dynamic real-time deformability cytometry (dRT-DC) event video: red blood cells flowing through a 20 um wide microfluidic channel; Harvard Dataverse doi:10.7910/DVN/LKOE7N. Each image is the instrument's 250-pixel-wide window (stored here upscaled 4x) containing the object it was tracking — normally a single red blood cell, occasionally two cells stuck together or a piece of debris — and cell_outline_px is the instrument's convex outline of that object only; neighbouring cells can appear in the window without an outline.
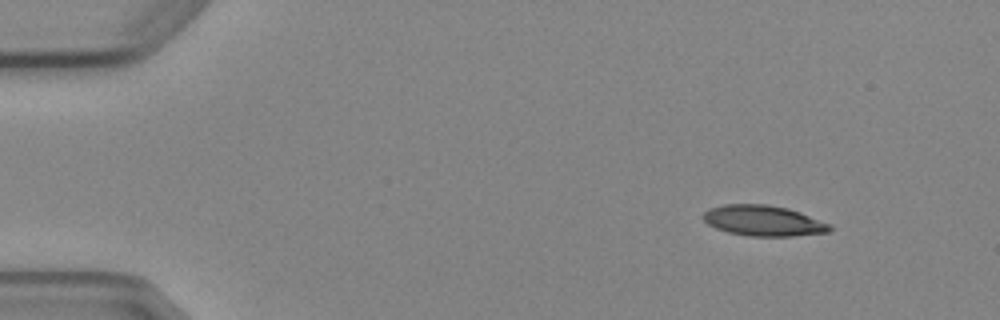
{"species": "Egyptian fruit bat (a non-hibernating species)", "species_latin": "Rousettus aegyptiacus", "temperature_condition": "cold", "stored_images_in_passage": 6, "camera_frame_rate_fps": 3000, "um_per_image_px": 0.085, "animal": {"sex": "female"}, "frame": {"image": 1, "passage_image": 1, "time_ms": 0.0, "image_size_px": [1000, 320], "cell_outline_px": [[832, 228], [828, 232], [792, 236], [748, 236], [728, 232], [716, 228], [708, 224], [704, 220], [704, 212], [708, 208], [724, 204], [768, 204], [788, 208], [800, 212], [832, 224]], "centroid_in_image_um": [64.9, 18.75], "position_along_channel_um": 20.1, "area_um2": 22.66}}
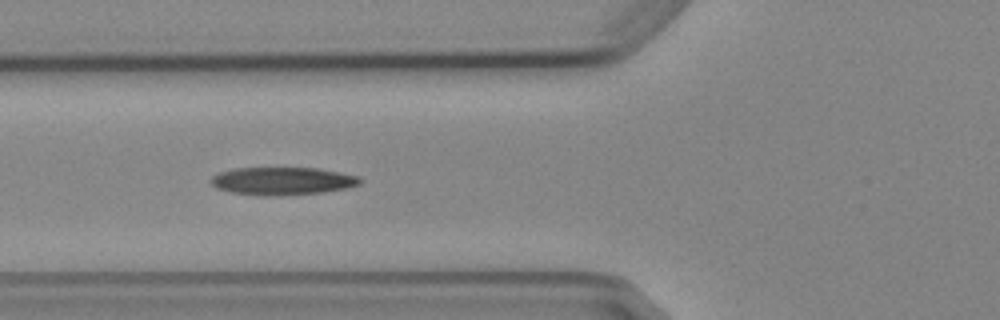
{"frame": {"image": 2, "passage_image": 5, "time_ms": 4.667, "image_size_px": [1000, 320], "cell_outline_px": [[364, 180], [360, 184], [348, 188], [324, 192], [272, 196], [264, 196], [232, 192], [216, 188], [208, 180], [212, 176], [220, 172], [236, 168], [316, 168], [340, 172], [360, 176]], "centroid_in_image_um": [24.04, 15.38], "position_along_channel_um": 101.8, "area_um2": 24.28}}
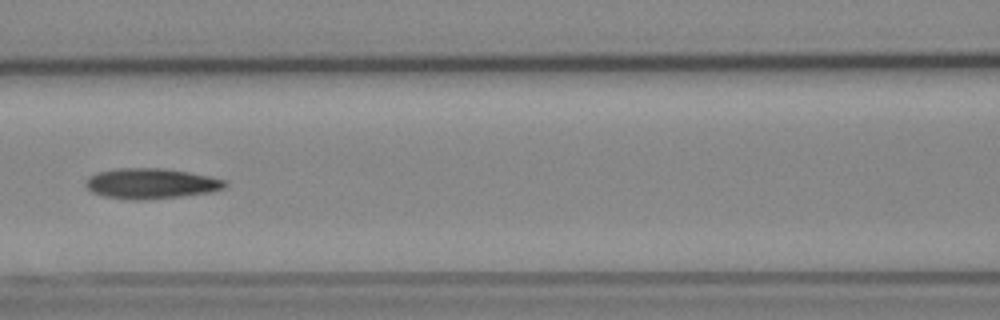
{"frame": {"image": 3, "passage_image": 6, "time_ms": 6.0, "image_size_px": [1000, 320], "cell_outline_px": [[228, 184], [224, 188], [212, 192], [184, 196], [140, 200], [128, 200], [104, 196], [92, 192], [84, 184], [88, 176], [96, 172], [116, 168], [164, 168], [188, 172], [228, 180]], "centroid_in_image_um": [12.84, 15.6], "position_along_channel_um": 153.8, "area_um2": 24.97}}